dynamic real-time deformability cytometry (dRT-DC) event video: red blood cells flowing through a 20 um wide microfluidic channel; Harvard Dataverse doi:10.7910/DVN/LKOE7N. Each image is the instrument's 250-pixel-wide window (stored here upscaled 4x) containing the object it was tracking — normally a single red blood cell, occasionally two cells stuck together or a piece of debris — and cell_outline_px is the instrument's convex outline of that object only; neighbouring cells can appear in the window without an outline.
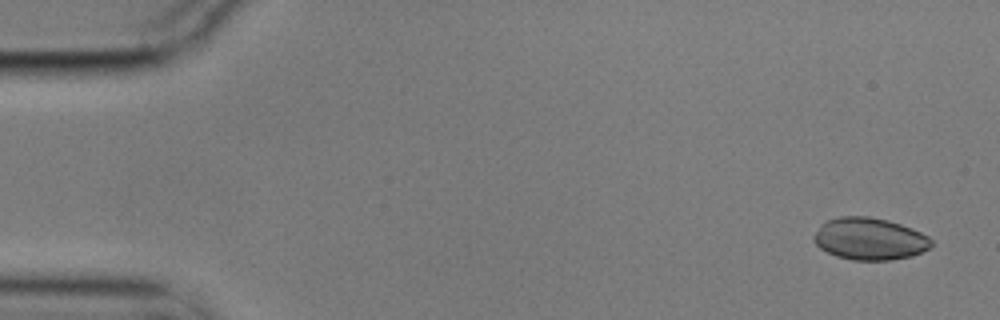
{"species": "common noctule bat (a hibernating species)", "species_latin": "Nyctalus noctula", "temperature_condition": "cold", "stored_images_in_passage": 4, "camera_frame_rate_fps": 3000, "um_per_image_px": 0.085, "animal": {"sex": "male", "body_mass_g": 17.9}, "frame": {"image": 1, "passage_image": 1, "time_ms": 0.0, "image_size_px": [1000, 320], "cell_outline_px": [[932, 244], [928, 248], [912, 256], [888, 260], [852, 260], [836, 256], [820, 248], [812, 240], [812, 236], [820, 224], [828, 220], [840, 216], [868, 216], [888, 220], [912, 228], [928, 236], [932, 240]], "centroid_in_image_um": [73.88, 20.29], "position_along_channel_um": 11.1, "area_um2": 28.9}}
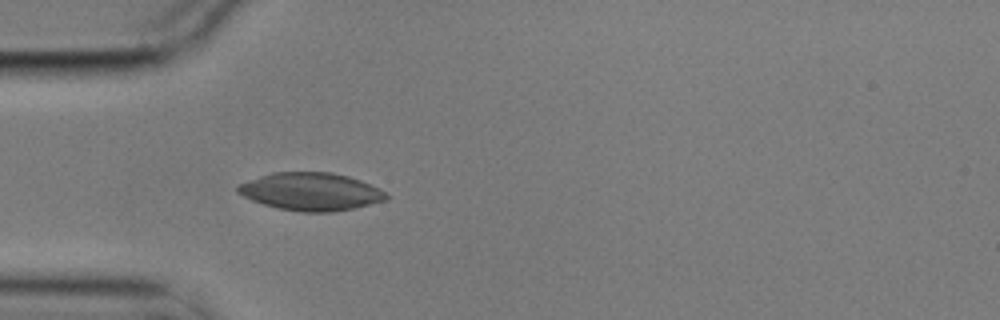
{"frame": {"image": 2, "passage_image": 4, "time_ms": 1.0, "image_size_px": [1000, 320], "cell_outline_px": [[388, 200], [352, 208], [332, 212], [300, 212], [280, 208], [264, 204], [252, 200], [236, 192], [236, 184], [272, 172], [332, 172], [348, 176], [360, 180], [384, 192], [388, 196]], "centroid_in_image_um": [26.38, 16.28], "position_along_channel_um": 58.6, "area_um2": 32.48}}